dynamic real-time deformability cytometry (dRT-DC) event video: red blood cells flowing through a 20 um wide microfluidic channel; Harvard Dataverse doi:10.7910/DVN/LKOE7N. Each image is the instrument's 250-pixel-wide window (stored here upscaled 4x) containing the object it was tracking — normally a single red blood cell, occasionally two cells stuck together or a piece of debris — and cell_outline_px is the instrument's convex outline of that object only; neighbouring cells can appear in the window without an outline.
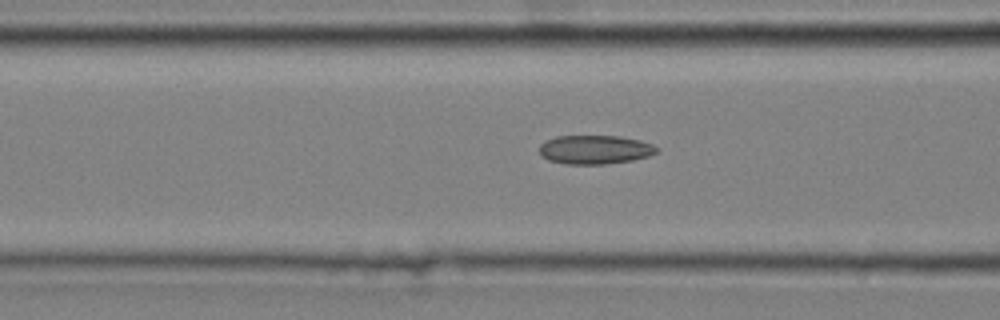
{"species": "common noctule bat (a hibernating species)", "species_latin": "Nyctalus noctula", "temperature_condition": "cold", "stored_images_in_passage": 30, "camera_frame_rate_fps": 3000, "um_per_image_px": 0.085, "animal": {"sex": "male", "body_mass_g": 20.4}, "frame": {"image": 1, "passage_image": 8, "time_ms": 2.333, "image_size_px": [1000, 320], "cell_outline_px": [[660, 152], [648, 156], [632, 160], [604, 164], [564, 164], [548, 160], [540, 152], [540, 144], [556, 136], [620, 136], [640, 140], [652, 144], [660, 148]], "centroid_in_image_um": [50.62, 12.72], "position_along_channel_um": 116.0, "area_um2": 19.77}}
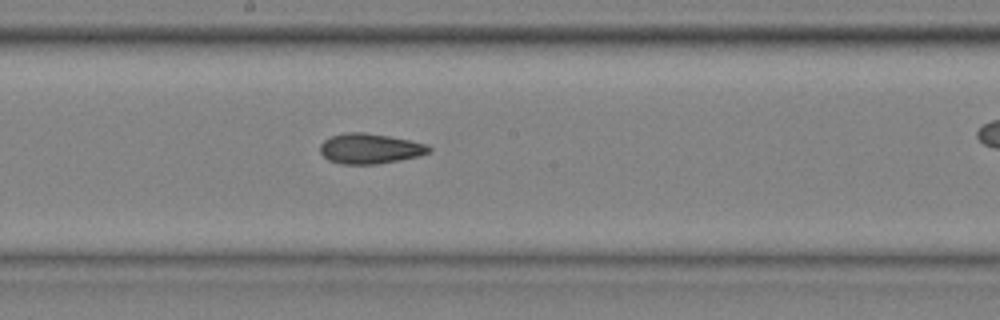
{"frame": {"image": 2, "passage_image": 16, "time_ms": 5.0, "image_size_px": [1000, 320], "cell_outline_px": [[432, 152], [420, 156], [400, 160], [376, 164], [340, 164], [328, 160], [320, 152], [320, 144], [324, 140], [332, 136], [344, 132], [364, 132], [388, 136], [428, 144], [432, 148]], "centroid_in_image_um": [31.46, 12.63], "position_along_channel_um": 216.7, "area_um2": 19.31}}
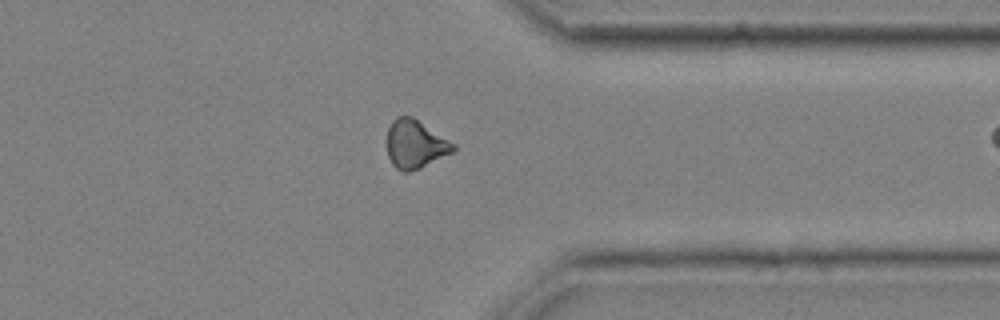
{"frame": {"image": 3, "passage_image": 29, "time_ms": 9.333, "image_size_px": [1000, 320], "cell_outline_px": [[456, 148], [452, 152], [420, 168], [408, 172], [404, 172], [396, 168], [392, 164], [388, 156], [388, 128], [392, 120], [396, 116], [412, 116], [456, 144]], "centroid_in_image_um": [35.29, 12.25], "position_along_channel_um": 376.1, "area_um2": 18.55}}